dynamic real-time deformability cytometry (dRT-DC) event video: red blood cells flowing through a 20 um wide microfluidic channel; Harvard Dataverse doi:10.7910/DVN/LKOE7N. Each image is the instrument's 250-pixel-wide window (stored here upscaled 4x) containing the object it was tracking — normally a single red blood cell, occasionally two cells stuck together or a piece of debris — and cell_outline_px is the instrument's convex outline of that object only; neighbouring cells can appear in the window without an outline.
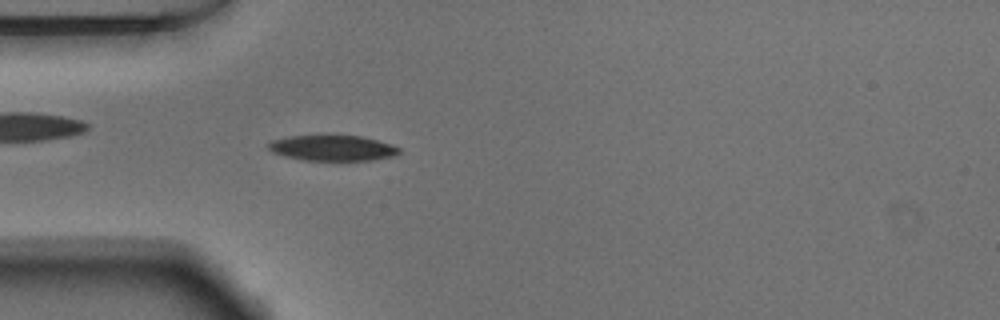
{"species": "Egyptian fruit bat (a non-hibernating species)", "species_latin": "Rousettus aegyptiacus", "temperature_condition": "warm", "stored_images_in_passage": 51, "camera_frame_rate_fps": 3000, "um_per_image_px": 0.085, "animal": {"sex": "male"}, "frame": {"image": 1, "passage_image": 14, "time_ms": 4.333, "image_size_px": [1000, 320], "cell_outline_px": [[400, 152], [392, 156], [372, 160], [300, 160], [284, 156], [272, 152], [268, 148], [268, 144], [272, 140], [292, 136], [360, 136], [376, 140], [400, 148]], "centroid_in_image_um": [28.22, 12.59], "position_along_channel_um": 56.8, "area_um2": 19.13}}
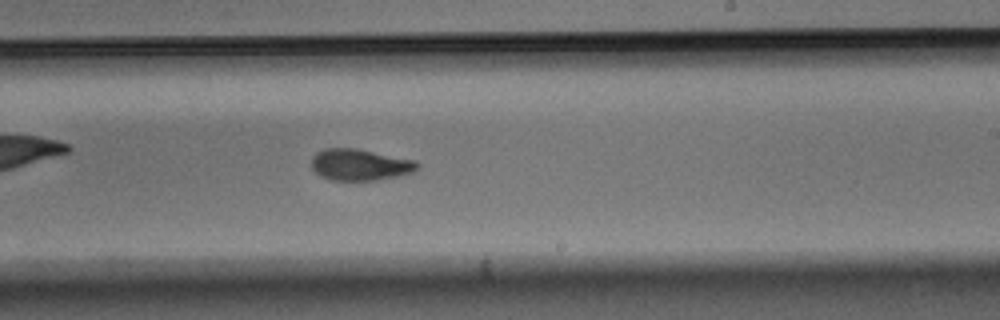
{"frame": {"image": 2, "passage_image": 30, "time_ms": 9.667, "image_size_px": [1000, 320], "cell_outline_px": [[420, 168], [412, 172], [400, 176], [376, 180], [332, 180], [320, 176], [312, 168], [312, 156], [316, 152], [324, 148], [356, 148], [416, 160], [420, 164]], "centroid_in_image_um": [30.62, 14.0], "position_along_channel_um": 258.4, "area_um2": 19.59}}
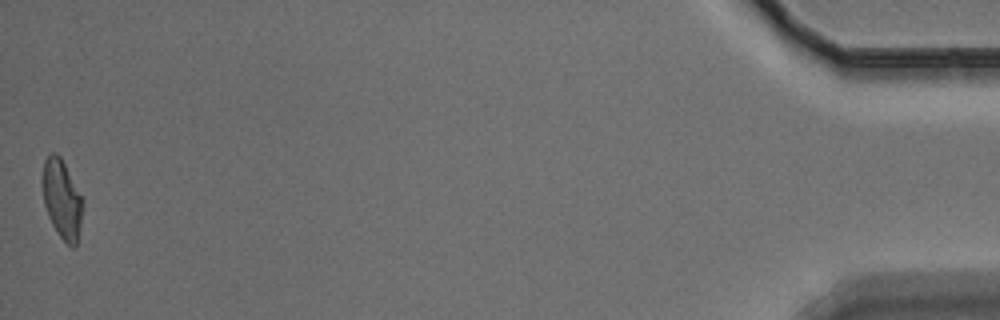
{"frame": {"image": 3, "passage_image": 51, "time_ms": 16.667, "image_size_px": [1000, 320], "cell_outline_px": [[84, 204], [76, 248], [72, 248], [60, 236], [52, 224], [48, 216], [44, 204], [40, 180], [44, 160], [52, 152], [56, 152], [60, 156], [84, 200]], "centroid_in_image_um": [5.25, 16.91], "position_along_channel_um": 430.0, "area_um2": 18.84}, "authors_computed_cell_mechanics": {"area_um2": 19.363, "velocity_mm_per_s": 3.8416, "shape_relaxation_time_tau1_ms": 4.795, "shape_relaxation_time_tau2_ms": 2.3146, "deformation_change_tau1": 0.1651, "deformation_change_tau2": 0.075}}